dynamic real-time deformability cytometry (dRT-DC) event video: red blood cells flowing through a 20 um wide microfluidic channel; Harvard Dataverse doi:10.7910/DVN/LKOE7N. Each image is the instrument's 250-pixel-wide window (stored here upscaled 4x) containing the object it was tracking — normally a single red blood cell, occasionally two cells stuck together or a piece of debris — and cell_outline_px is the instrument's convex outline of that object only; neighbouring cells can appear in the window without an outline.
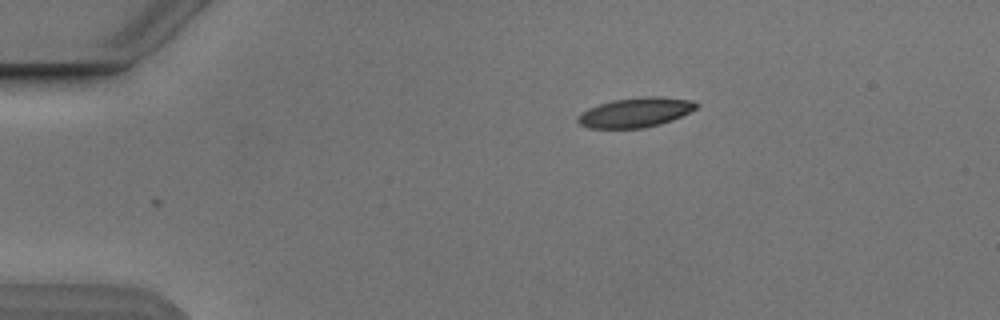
{"species": "Egyptian fruit bat (a non-hibernating species)", "species_latin": "Rousettus aegyptiacus", "temperature_condition": "cold", "stored_images_in_passage": 4, "camera_frame_rate_fps": 3000, "um_per_image_px": 0.085, "animal": {"sex": "male"}, "frame": {"image": 1, "passage_image": 1, "time_ms": 0.0, "image_size_px": [1000, 320], "cell_outline_px": [[700, 104], [696, 108], [672, 120], [660, 124], [644, 128], [588, 128], [580, 124], [576, 120], [576, 116], [588, 108], [612, 100], [648, 96], [656, 96], [692, 100]], "centroid_in_image_um": [53.99, 9.56], "position_along_channel_um": 31.0, "area_um2": 20.4}}
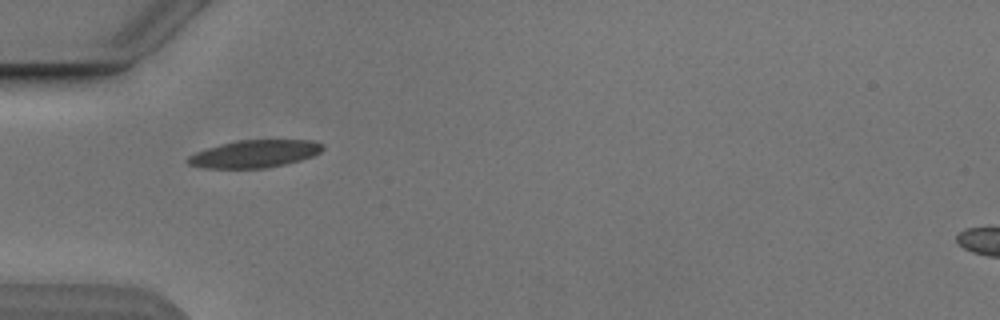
{"frame": {"image": 2, "passage_image": 3, "time_ms": 2.333, "image_size_px": [1000, 320], "cell_outline_px": [[324, 148], [320, 152], [312, 156], [300, 160], [284, 164], [264, 168], [204, 168], [188, 164], [184, 160], [188, 156], [196, 152], [220, 144], [240, 140], [312, 140], [324, 144]], "centroid_in_image_um": [21.63, 13.07], "position_along_channel_um": 63.4, "area_um2": 21.56}}
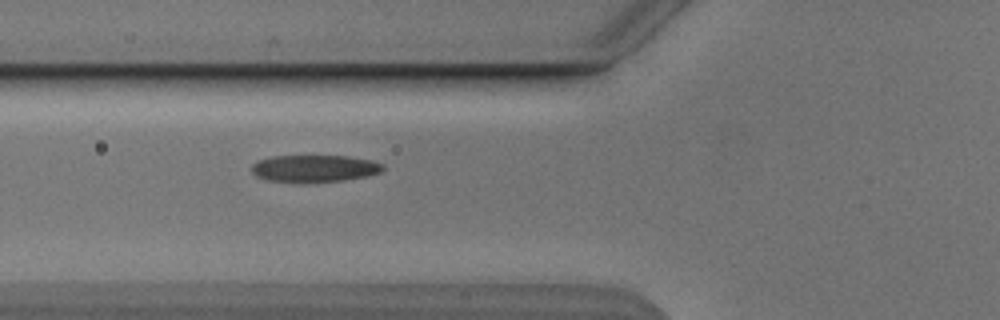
{"frame": {"image": 3, "passage_image": 4, "time_ms": 3.333, "image_size_px": [1000, 320], "cell_outline_px": [[384, 168], [380, 172], [368, 176], [344, 180], [268, 180], [256, 176], [252, 172], [252, 164], [260, 160], [272, 156], [348, 156], [372, 160], [384, 164]], "centroid_in_image_um": [26.78, 14.28], "position_along_channel_um": 99.0, "area_um2": 20.0}}